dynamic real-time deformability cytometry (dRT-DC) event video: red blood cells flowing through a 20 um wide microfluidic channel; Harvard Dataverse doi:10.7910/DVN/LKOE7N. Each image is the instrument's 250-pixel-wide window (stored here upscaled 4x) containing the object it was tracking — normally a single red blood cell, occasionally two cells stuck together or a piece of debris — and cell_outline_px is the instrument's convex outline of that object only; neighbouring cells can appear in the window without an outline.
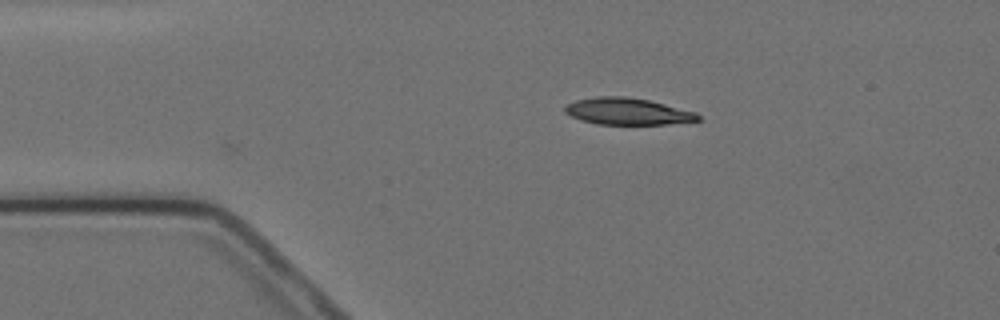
{"species": "Egyptian fruit bat (a non-hibernating species)", "species_latin": "Rousettus aegyptiacus", "temperature_condition": "cold", "stored_images_in_passage": 5, "camera_frame_rate_fps": 3000, "um_per_image_px": 0.085, "animal": {"sex": "female"}, "frame": {"image": 1, "passage_image": 5, "time_ms": 4.667, "image_size_px": [1000, 320], "cell_outline_px": [[704, 120], [668, 124], [596, 124], [580, 120], [564, 112], [564, 108], [568, 104], [576, 100], [596, 96], [628, 96], [648, 100], [696, 112]], "centroid_in_image_um": [53.35, 9.47], "position_along_channel_um": 31.6, "area_um2": 20.81}}